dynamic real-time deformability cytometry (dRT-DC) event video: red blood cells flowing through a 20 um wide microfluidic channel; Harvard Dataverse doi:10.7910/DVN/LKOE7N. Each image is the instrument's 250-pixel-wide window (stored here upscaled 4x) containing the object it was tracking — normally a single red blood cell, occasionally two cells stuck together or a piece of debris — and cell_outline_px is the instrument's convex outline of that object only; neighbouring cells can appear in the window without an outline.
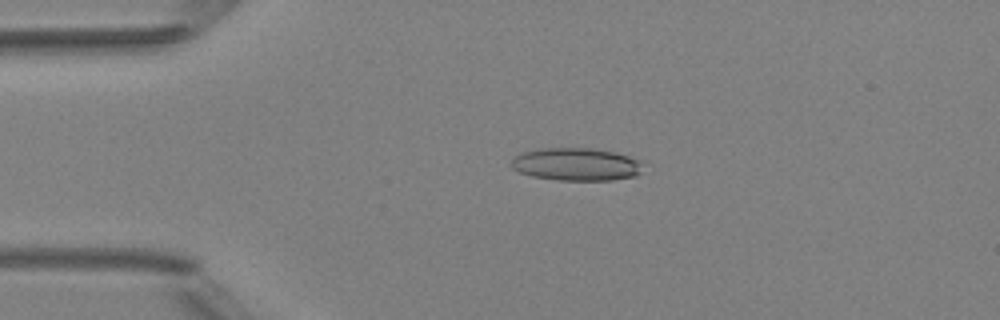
{"species": "Egyptian fruit bat (a non-hibernating species)", "species_latin": "Rousettus aegyptiacus", "temperature_condition": "room temperature", "stored_images_in_passage": 4, "camera_frame_rate_fps": 3000, "um_per_image_px": 0.085, "animal": {"sex": "female"}, "frame": {"image": 1, "passage_image": 3, "time_ms": 2.333, "image_size_px": [1000, 320], "cell_outline_px": [[644, 160], [640, 172], [636, 176], [612, 180], [560, 180], [532, 176], [520, 172], [512, 168], [512, 160], [516, 156], [524, 152], [540, 148], [592, 148], [616, 152]], "centroid_in_image_um": [49.05, 13.96], "position_along_channel_um": 36.0, "area_um2": 25.26}}